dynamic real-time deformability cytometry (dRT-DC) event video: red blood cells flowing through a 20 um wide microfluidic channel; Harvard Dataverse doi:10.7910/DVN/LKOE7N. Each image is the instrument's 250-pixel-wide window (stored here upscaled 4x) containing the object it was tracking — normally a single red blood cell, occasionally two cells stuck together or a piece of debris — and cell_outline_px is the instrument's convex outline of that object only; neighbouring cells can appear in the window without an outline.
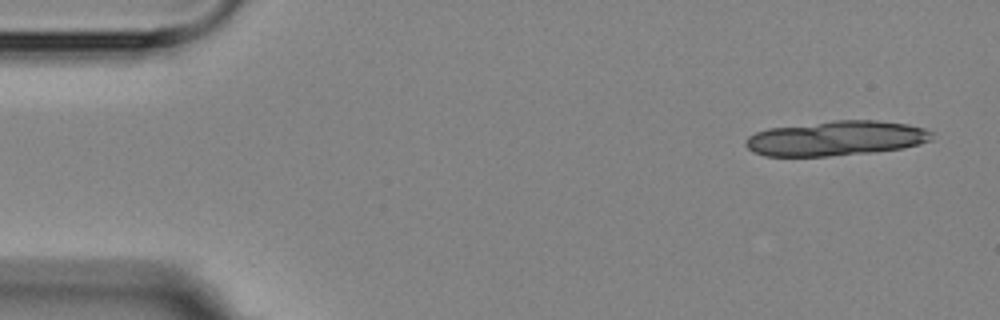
{"species": "Egyptian fruit bat (a non-hibernating species)", "species_latin": "Rousettus aegyptiacus", "temperature_condition": "room temperature", "stored_images_in_passage": 7, "camera_frame_rate_fps": 3000, "um_per_image_px": 0.085, "animal": {"sex": "female"}, "frame": {"image": 1, "passage_image": 1, "time_ms": 0.0, "image_size_px": [1000, 320], "cell_outline_px": [[932, 140], [920, 144], [900, 148], [872, 152], [828, 156], [764, 156], [752, 152], [744, 144], [744, 140], [748, 136], [756, 132], [768, 128], [832, 120], [876, 120], [908, 124], [924, 128], [932, 132]], "centroid_in_image_um": [71.03, 11.75], "position_along_channel_um": 14.0, "area_um2": 37.97}}
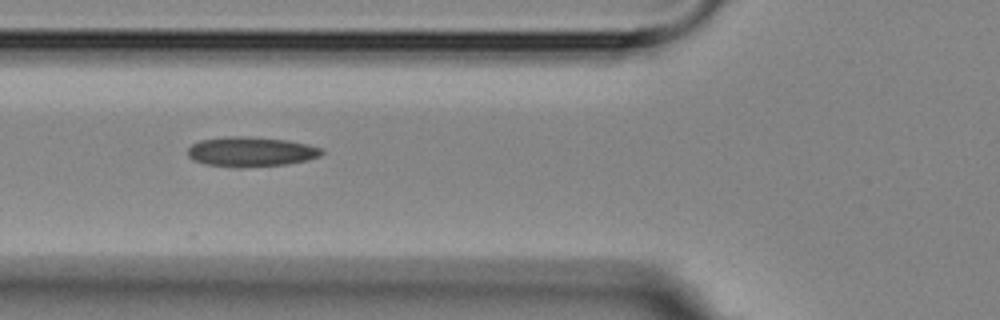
{"frame": {"image": 2, "passage_image": 6, "time_ms": 5.667, "image_size_px": [1000, 320], "cell_outline_px": [[324, 152], [320, 156], [308, 160], [284, 164], [208, 164], [192, 160], [188, 156], [188, 148], [192, 144], [200, 140], [224, 136], [248, 136], [288, 140], [308, 144], [324, 148]], "centroid_in_image_um": [21.38, 12.83], "position_along_channel_um": 104.4, "area_um2": 22.37}}
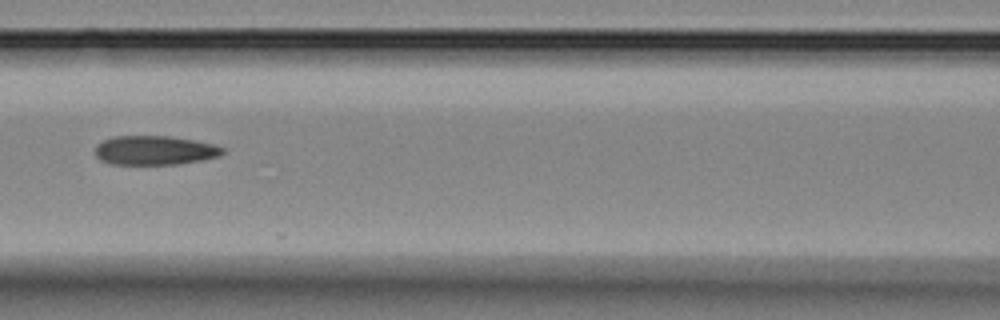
{"frame": {"image": 3, "passage_image": 7, "time_ms": 7.0, "image_size_px": [1000, 320], "cell_outline_px": [[224, 152], [220, 156], [204, 160], [180, 164], [112, 164], [100, 160], [96, 156], [96, 144], [112, 136], [168, 136], [192, 140], [212, 144], [224, 148]], "centroid_in_image_um": [13.15, 12.78], "position_along_channel_um": 153.5, "area_um2": 21.68}}